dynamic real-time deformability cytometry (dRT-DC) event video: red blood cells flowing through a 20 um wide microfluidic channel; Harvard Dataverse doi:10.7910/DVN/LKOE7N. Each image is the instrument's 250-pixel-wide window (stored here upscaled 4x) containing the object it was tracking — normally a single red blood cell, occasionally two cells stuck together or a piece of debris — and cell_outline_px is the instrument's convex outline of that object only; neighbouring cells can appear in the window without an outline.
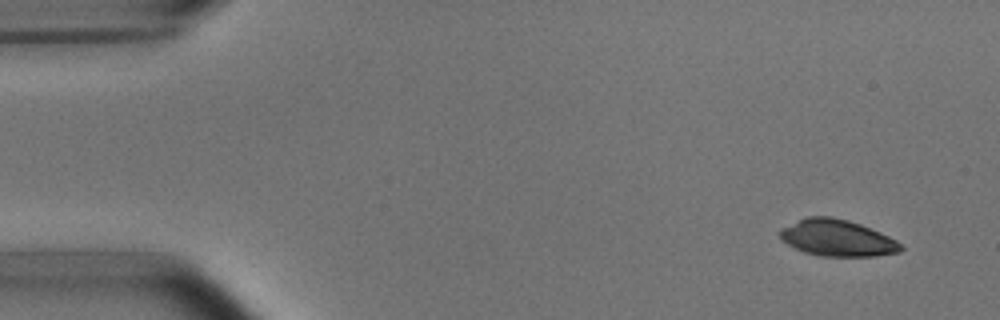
{"species": "common noctule bat (a hibernating species)", "species_latin": "Nyctalus noctula", "temperature_condition": "room temperature", "stored_images_in_passage": 5, "camera_frame_rate_fps": 3000, "um_per_image_px": 0.085, "animal": {"sex": "male", "body_mass_g": 15.6}, "frame": {"image": 1, "passage_image": 1, "time_ms": 0.0, "image_size_px": [1000, 320], "cell_outline_px": [[904, 248], [900, 252], [876, 256], [820, 256], [804, 252], [788, 244], [780, 236], [780, 228], [808, 216], [832, 216], [848, 220], [860, 224], [880, 232], [896, 240]], "centroid_in_image_um": [71.18, 20.22], "position_along_channel_um": 13.8, "area_um2": 25.61}}
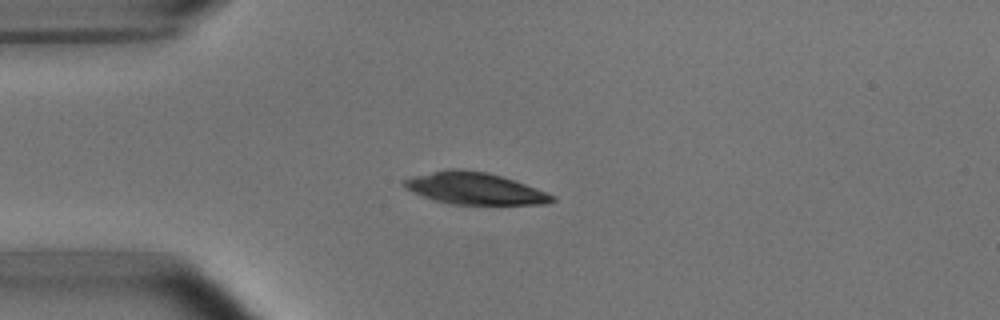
{"frame": {"image": 2, "passage_image": 4, "time_ms": 3.333, "image_size_px": [1000, 320], "cell_outline_px": [[556, 200], [544, 204], [452, 204], [436, 200], [412, 192], [404, 188], [404, 180], [412, 176], [448, 168], [456, 168], [488, 172], [524, 184], [556, 196]], "centroid_in_image_um": [40.32, 16.01], "position_along_channel_um": 44.7, "area_um2": 27.17}}